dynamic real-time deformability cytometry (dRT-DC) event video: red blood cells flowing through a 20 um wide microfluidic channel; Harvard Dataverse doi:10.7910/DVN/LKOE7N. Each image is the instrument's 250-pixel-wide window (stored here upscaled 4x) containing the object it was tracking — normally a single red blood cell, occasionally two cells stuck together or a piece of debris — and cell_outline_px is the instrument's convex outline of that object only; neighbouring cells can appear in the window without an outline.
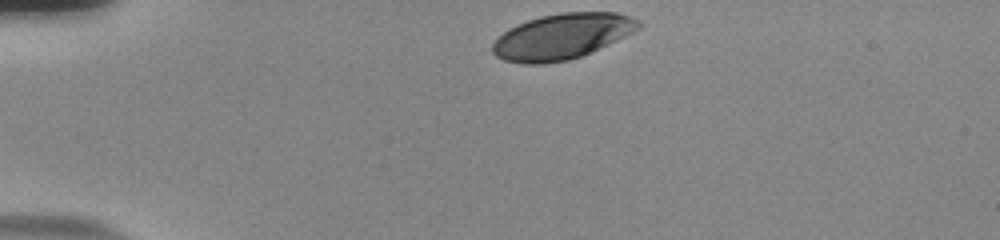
{"species": "human", "species_latin": "Homo sapiens", "temperature_condition": "room temperature", "stored_images_in_passage": 34, "camera_frame_rate_fps": 3000, "um_per_image_px": 0.085, "donor": {"sex": "male"}, "frame": {"image": 1, "passage_image": 1, "time_ms": 0.0, "image_size_px": [1000, 240], "cell_outline_px": [[640, 28], [616, 40], [580, 56], [568, 60], [544, 64], [524, 64], [504, 60], [496, 56], [492, 52], [492, 44], [508, 28], [516, 24], [540, 16], [560, 12], [616, 12], [640, 20]], "centroid_in_image_um": [47.73, 3.09], "position_along_channel_um": 37.3, "area_um2": 38.49}}
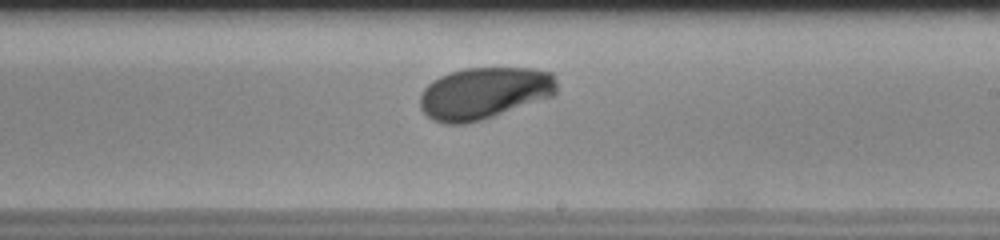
{"frame": {"image": 2, "passage_image": 22, "time_ms": 7.0, "image_size_px": [1000, 240], "cell_outline_px": [[556, 92], [552, 96], [480, 120], [464, 124], [444, 124], [432, 120], [420, 108], [420, 92], [428, 84], [440, 76], [464, 68], [532, 68], [552, 72], [556, 80]], "centroid_in_image_um": [41.13, 7.91], "position_along_channel_um": 247.9, "area_um2": 41.15}}
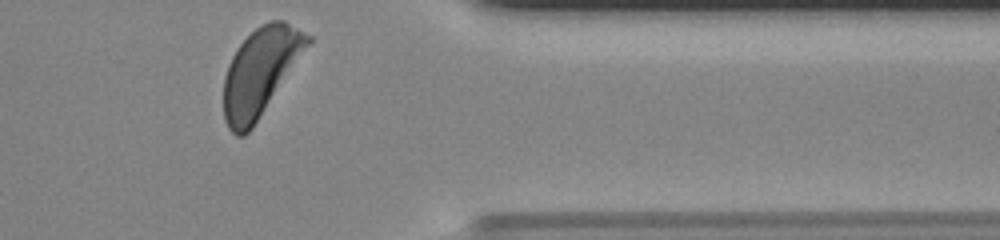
{"frame": {"image": 3, "passage_image": 34, "time_ms": 11.0, "image_size_px": [1000, 240], "cell_outline_px": [[312, 40], [252, 128], [244, 136], [236, 136], [228, 128], [224, 120], [224, 76], [228, 64], [232, 56], [240, 44], [260, 24], [268, 20], [284, 20], [312, 36]], "centroid_in_image_um": [22.11, 6.09], "position_along_channel_um": 389.3, "area_um2": 42.31}, "authors_computed_cell_mechanics": {"area_um2": 41.1825, "velocity_mm_per_s": 3.8047, "shape_relaxation_time_tau1_ms": 2.5421, "shape_relaxation_time_tau2_ms": null, "deformation_change_tau1": 0.1398, "deformation_change_tau2": null}}